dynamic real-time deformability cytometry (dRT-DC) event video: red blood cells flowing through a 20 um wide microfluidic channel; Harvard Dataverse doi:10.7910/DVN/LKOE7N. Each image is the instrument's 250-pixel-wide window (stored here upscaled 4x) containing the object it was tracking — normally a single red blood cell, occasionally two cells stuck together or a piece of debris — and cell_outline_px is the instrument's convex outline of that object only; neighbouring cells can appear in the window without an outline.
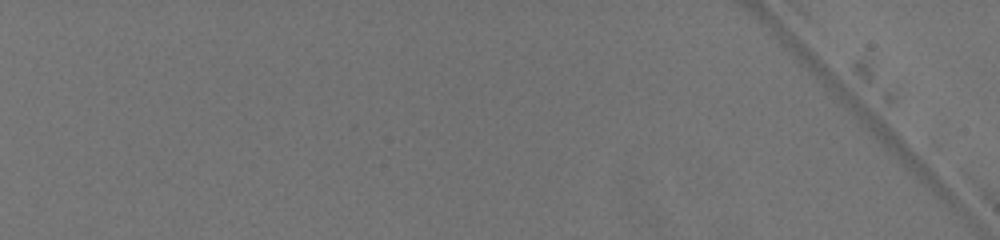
{"species": "common noctule bat (a hibernating species)", "species_latin": "Nyctalus noctula", "temperature_condition": "warm", "stored_images_in_passage": 2, "segment_of_instrument_passage": [1, 2], "camera_frame_rate_fps": 3000, "um_per_image_px": 0.085, "animal": {"sex": "female", "body_mass_g": 19.5, "forearm_length_mm": 54.1}, "frame": {"image": 1, "passage_image": 1, "time_ms": 0.0, "image_size_px": [1000, 240], "cell_outline_px": [[220, 164], [208, 188], [192, 200], [164, 220], [148, 224], [148, 216], [180, 172], [216, 160]], "centroid_in_image_um": [15.63, 16.2], "position_along_channel_um": 69.4, "area_um2": 13.12}}